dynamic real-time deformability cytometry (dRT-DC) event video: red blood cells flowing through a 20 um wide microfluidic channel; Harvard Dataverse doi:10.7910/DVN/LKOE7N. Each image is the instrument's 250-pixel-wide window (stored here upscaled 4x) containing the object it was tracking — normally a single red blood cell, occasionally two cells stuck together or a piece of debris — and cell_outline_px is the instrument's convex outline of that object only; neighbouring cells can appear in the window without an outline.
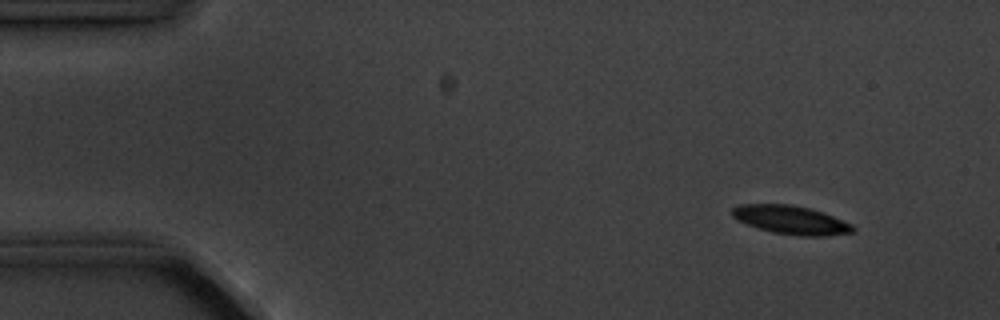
{"species": "common noctule bat (a hibernating species)", "species_latin": "Nyctalus noctula", "temperature_condition": "cold", "stored_images_in_passage": 6, "camera_frame_rate_fps": 3000, "um_per_image_px": 0.085, "animal": {"sex": "male", "body_mass_g": 20.1, "forearm_length_mm": 53.5}, "frame": {"image": 1, "passage_image": 2, "time_ms": 1.0, "image_size_px": [1000, 320], "cell_outline_px": [[856, 232], [824, 236], [800, 236], [772, 232], [748, 224], [732, 216], [732, 208], [736, 204], [792, 204], [824, 212], [852, 224], [856, 228]], "centroid_in_image_um": [67.28, 18.69], "position_along_channel_um": 17.7, "area_um2": 20.11}}
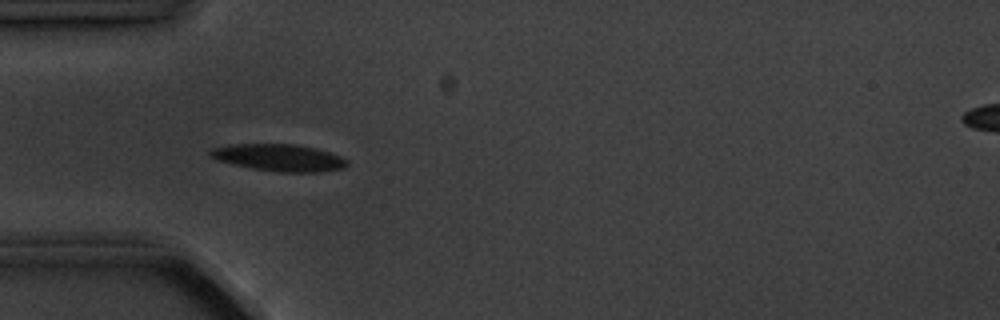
{"frame": {"image": 2, "passage_image": 5, "time_ms": 4.667, "image_size_px": [1000, 320], "cell_outline_px": [[348, 164], [344, 168], [320, 172], [280, 172], [232, 164], [216, 160], [208, 152], [212, 148], [228, 144], [296, 144], [316, 148], [340, 156], [348, 160]], "centroid_in_image_um": [23.73, 13.39], "position_along_channel_um": 61.3, "area_um2": 21.44}}